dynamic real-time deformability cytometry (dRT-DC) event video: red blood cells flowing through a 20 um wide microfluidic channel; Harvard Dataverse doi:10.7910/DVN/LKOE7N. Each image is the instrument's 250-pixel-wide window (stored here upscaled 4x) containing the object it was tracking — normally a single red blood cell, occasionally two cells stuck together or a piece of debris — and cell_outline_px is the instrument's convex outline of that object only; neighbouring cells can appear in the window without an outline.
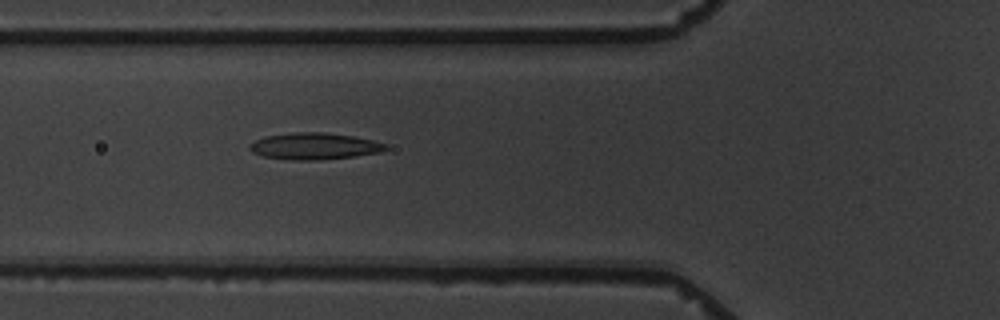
{"species": "common noctule bat (a hibernating species)", "species_latin": "Nyctalus noctula", "temperature_condition": "warm", "stored_images_in_passage": 2, "camera_frame_rate_fps": 3000, "um_per_image_px": 0.085, "animal": {"sex": "male", "body_mass_g": 19.5, "forearm_length_mm": 54.6}, "frame": {"image": 1, "passage_image": 2, "time_ms": 1.0, "image_size_px": [1000, 320], "cell_outline_px": [[388, 148], [380, 152], [352, 156], [320, 160], [292, 160], [264, 156], [252, 152], [248, 148], [256, 140], [264, 136], [296, 132], [324, 132], [352, 136], [372, 140], [388, 144]], "centroid_in_image_um": [26.73, 12.42], "position_along_channel_um": 99.1, "area_um2": 20.92}}